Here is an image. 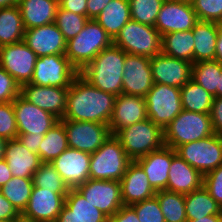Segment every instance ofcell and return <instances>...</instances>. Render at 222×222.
I'll return each instance as SVG.
<instances>
[{
    "instance_id": "60d3db41",
    "label": "cell",
    "mask_w": 222,
    "mask_h": 222,
    "mask_svg": "<svg viewBox=\"0 0 222 222\" xmlns=\"http://www.w3.org/2000/svg\"><path fill=\"white\" fill-rule=\"evenodd\" d=\"M89 19L86 16L67 11L58 7L55 24L63 34L66 41L78 35Z\"/></svg>"
},
{
    "instance_id": "d4e9b609",
    "label": "cell",
    "mask_w": 222,
    "mask_h": 222,
    "mask_svg": "<svg viewBox=\"0 0 222 222\" xmlns=\"http://www.w3.org/2000/svg\"><path fill=\"white\" fill-rule=\"evenodd\" d=\"M176 154L175 149L164 145L160 149L136 160L156 191L167 190L171 160Z\"/></svg>"
},
{
    "instance_id": "816d5d0a",
    "label": "cell",
    "mask_w": 222,
    "mask_h": 222,
    "mask_svg": "<svg viewBox=\"0 0 222 222\" xmlns=\"http://www.w3.org/2000/svg\"><path fill=\"white\" fill-rule=\"evenodd\" d=\"M59 6L67 11L87 17V0H61Z\"/></svg>"
},
{
    "instance_id": "d6a6232c",
    "label": "cell",
    "mask_w": 222,
    "mask_h": 222,
    "mask_svg": "<svg viewBox=\"0 0 222 222\" xmlns=\"http://www.w3.org/2000/svg\"><path fill=\"white\" fill-rule=\"evenodd\" d=\"M194 44L192 30L171 32L162 36V53L193 63Z\"/></svg>"
},
{
    "instance_id": "484cf974",
    "label": "cell",
    "mask_w": 222,
    "mask_h": 222,
    "mask_svg": "<svg viewBox=\"0 0 222 222\" xmlns=\"http://www.w3.org/2000/svg\"><path fill=\"white\" fill-rule=\"evenodd\" d=\"M4 159L12 176L21 178H33L42 164L39 155L27 149L18 139L8 140Z\"/></svg>"
},
{
    "instance_id": "7c38bea8",
    "label": "cell",
    "mask_w": 222,
    "mask_h": 222,
    "mask_svg": "<svg viewBox=\"0 0 222 222\" xmlns=\"http://www.w3.org/2000/svg\"><path fill=\"white\" fill-rule=\"evenodd\" d=\"M76 189L109 218L123 206L120 181L89 178Z\"/></svg>"
},
{
    "instance_id": "3957f363",
    "label": "cell",
    "mask_w": 222,
    "mask_h": 222,
    "mask_svg": "<svg viewBox=\"0 0 222 222\" xmlns=\"http://www.w3.org/2000/svg\"><path fill=\"white\" fill-rule=\"evenodd\" d=\"M112 44L113 40L100 24L93 19H89L82 31L67 41L65 56L80 72L103 49L110 47Z\"/></svg>"
},
{
    "instance_id": "7bdbcfd3",
    "label": "cell",
    "mask_w": 222,
    "mask_h": 222,
    "mask_svg": "<svg viewBox=\"0 0 222 222\" xmlns=\"http://www.w3.org/2000/svg\"><path fill=\"white\" fill-rule=\"evenodd\" d=\"M140 222H165L156 196L131 205Z\"/></svg>"
},
{
    "instance_id": "8d00e7d4",
    "label": "cell",
    "mask_w": 222,
    "mask_h": 222,
    "mask_svg": "<svg viewBox=\"0 0 222 222\" xmlns=\"http://www.w3.org/2000/svg\"><path fill=\"white\" fill-rule=\"evenodd\" d=\"M33 186L32 178L13 176L3 187L0 188V192L21 214L27 207Z\"/></svg>"
},
{
    "instance_id": "e0dca14e",
    "label": "cell",
    "mask_w": 222,
    "mask_h": 222,
    "mask_svg": "<svg viewBox=\"0 0 222 222\" xmlns=\"http://www.w3.org/2000/svg\"><path fill=\"white\" fill-rule=\"evenodd\" d=\"M151 58L126 53L122 94L145 97L154 85Z\"/></svg>"
},
{
    "instance_id": "8fae6325",
    "label": "cell",
    "mask_w": 222,
    "mask_h": 222,
    "mask_svg": "<svg viewBox=\"0 0 222 222\" xmlns=\"http://www.w3.org/2000/svg\"><path fill=\"white\" fill-rule=\"evenodd\" d=\"M67 134L68 147L94 153L111 135L107 124L91 121L60 120Z\"/></svg>"
},
{
    "instance_id": "91938a15",
    "label": "cell",
    "mask_w": 222,
    "mask_h": 222,
    "mask_svg": "<svg viewBox=\"0 0 222 222\" xmlns=\"http://www.w3.org/2000/svg\"><path fill=\"white\" fill-rule=\"evenodd\" d=\"M217 97H222V73L219 76V87H217Z\"/></svg>"
},
{
    "instance_id": "cb8c5ba5",
    "label": "cell",
    "mask_w": 222,
    "mask_h": 222,
    "mask_svg": "<svg viewBox=\"0 0 222 222\" xmlns=\"http://www.w3.org/2000/svg\"><path fill=\"white\" fill-rule=\"evenodd\" d=\"M110 218L94 207L77 189H69L65 204L55 222H109Z\"/></svg>"
},
{
    "instance_id": "ac0fdd59",
    "label": "cell",
    "mask_w": 222,
    "mask_h": 222,
    "mask_svg": "<svg viewBox=\"0 0 222 222\" xmlns=\"http://www.w3.org/2000/svg\"><path fill=\"white\" fill-rule=\"evenodd\" d=\"M90 158V153L68 147L50 164L69 189H76L90 178Z\"/></svg>"
},
{
    "instance_id": "be15d7a7",
    "label": "cell",
    "mask_w": 222,
    "mask_h": 222,
    "mask_svg": "<svg viewBox=\"0 0 222 222\" xmlns=\"http://www.w3.org/2000/svg\"><path fill=\"white\" fill-rule=\"evenodd\" d=\"M0 222H14V220H3V219H0Z\"/></svg>"
},
{
    "instance_id": "bcb514c9",
    "label": "cell",
    "mask_w": 222,
    "mask_h": 222,
    "mask_svg": "<svg viewBox=\"0 0 222 222\" xmlns=\"http://www.w3.org/2000/svg\"><path fill=\"white\" fill-rule=\"evenodd\" d=\"M203 186L211 197L222 206V164L204 175Z\"/></svg>"
},
{
    "instance_id": "db71d44e",
    "label": "cell",
    "mask_w": 222,
    "mask_h": 222,
    "mask_svg": "<svg viewBox=\"0 0 222 222\" xmlns=\"http://www.w3.org/2000/svg\"><path fill=\"white\" fill-rule=\"evenodd\" d=\"M11 170L5 159L0 161V188L3 187L11 178Z\"/></svg>"
},
{
    "instance_id": "9c48e42d",
    "label": "cell",
    "mask_w": 222,
    "mask_h": 222,
    "mask_svg": "<svg viewBox=\"0 0 222 222\" xmlns=\"http://www.w3.org/2000/svg\"><path fill=\"white\" fill-rule=\"evenodd\" d=\"M176 153L205 175L222 164V136L215 133L201 140L180 145Z\"/></svg>"
},
{
    "instance_id": "ffe728a7",
    "label": "cell",
    "mask_w": 222,
    "mask_h": 222,
    "mask_svg": "<svg viewBox=\"0 0 222 222\" xmlns=\"http://www.w3.org/2000/svg\"><path fill=\"white\" fill-rule=\"evenodd\" d=\"M68 90L69 88L66 87L26 83L21 85L20 95L28 102L62 120L66 111Z\"/></svg>"
},
{
    "instance_id": "7a4b0ae2",
    "label": "cell",
    "mask_w": 222,
    "mask_h": 222,
    "mask_svg": "<svg viewBox=\"0 0 222 222\" xmlns=\"http://www.w3.org/2000/svg\"><path fill=\"white\" fill-rule=\"evenodd\" d=\"M126 53L112 44L103 49L79 74L96 88L115 96L122 94Z\"/></svg>"
},
{
    "instance_id": "94428289",
    "label": "cell",
    "mask_w": 222,
    "mask_h": 222,
    "mask_svg": "<svg viewBox=\"0 0 222 222\" xmlns=\"http://www.w3.org/2000/svg\"><path fill=\"white\" fill-rule=\"evenodd\" d=\"M14 222H32V221H31V220H27V219H25V218H22V217L20 216L18 219L14 220Z\"/></svg>"
},
{
    "instance_id": "7402d4cb",
    "label": "cell",
    "mask_w": 222,
    "mask_h": 222,
    "mask_svg": "<svg viewBox=\"0 0 222 222\" xmlns=\"http://www.w3.org/2000/svg\"><path fill=\"white\" fill-rule=\"evenodd\" d=\"M148 118L145 97L120 94L116 96L114 109L108 123L111 135L120 129Z\"/></svg>"
},
{
    "instance_id": "ba28073f",
    "label": "cell",
    "mask_w": 222,
    "mask_h": 222,
    "mask_svg": "<svg viewBox=\"0 0 222 222\" xmlns=\"http://www.w3.org/2000/svg\"><path fill=\"white\" fill-rule=\"evenodd\" d=\"M148 118L164 129L183 109L180 88L154 83L145 96Z\"/></svg>"
},
{
    "instance_id": "6f0895ef",
    "label": "cell",
    "mask_w": 222,
    "mask_h": 222,
    "mask_svg": "<svg viewBox=\"0 0 222 222\" xmlns=\"http://www.w3.org/2000/svg\"><path fill=\"white\" fill-rule=\"evenodd\" d=\"M19 0H0V8H8L17 5Z\"/></svg>"
},
{
    "instance_id": "f6af8a7d",
    "label": "cell",
    "mask_w": 222,
    "mask_h": 222,
    "mask_svg": "<svg viewBox=\"0 0 222 222\" xmlns=\"http://www.w3.org/2000/svg\"><path fill=\"white\" fill-rule=\"evenodd\" d=\"M20 90V84L0 66V103L12 102Z\"/></svg>"
},
{
    "instance_id": "4dcf8cb0",
    "label": "cell",
    "mask_w": 222,
    "mask_h": 222,
    "mask_svg": "<svg viewBox=\"0 0 222 222\" xmlns=\"http://www.w3.org/2000/svg\"><path fill=\"white\" fill-rule=\"evenodd\" d=\"M220 208L221 206L210 196L204 186L185 194V213L188 222L207 215H217Z\"/></svg>"
},
{
    "instance_id": "44dd1931",
    "label": "cell",
    "mask_w": 222,
    "mask_h": 222,
    "mask_svg": "<svg viewBox=\"0 0 222 222\" xmlns=\"http://www.w3.org/2000/svg\"><path fill=\"white\" fill-rule=\"evenodd\" d=\"M23 41L38 57L65 55L67 41L55 23L26 29Z\"/></svg>"
},
{
    "instance_id": "83f0119b",
    "label": "cell",
    "mask_w": 222,
    "mask_h": 222,
    "mask_svg": "<svg viewBox=\"0 0 222 222\" xmlns=\"http://www.w3.org/2000/svg\"><path fill=\"white\" fill-rule=\"evenodd\" d=\"M17 6L26 30L54 23L59 2L56 0H19Z\"/></svg>"
},
{
    "instance_id": "6125c7cd",
    "label": "cell",
    "mask_w": 222,
    "mask_h": 222,
    "mask_svg": "<svg viewBox=\"0 0 222 222\" xmlns=\"http://www.w3.org/2000/svg\"><path fill=\"white\" fill-rule=\"evenodd\" d=\"M219 215H220V222H222V206H221V208H220Z\"/></svg>"
},
{
    "instance_id": "681fc988",
    "label": "cell",
    "mask_w": 222,
    "mask_h": 222,
    "mask_svg": "<svg viewBox=\"0 0 222 222\" xmlns=\"http://www.w3.org/2000/svg\"><path fill=\"white\" fill-rule=\"evenodd\" d=\"M109 222H140L135 210L131 206L123 205L109 220Z\"/></svg>"
},
{
    "instance_id": "277c9868",
    "label": "cell",
    "mask_w": 222,
    "mask_h": 222,
    "mask_svg": "<svg viewBox=\"0 0 222 222\" xmlns=\"http://www.w3.org/2000/svg\"><path fill=\"white\" fill-rule=\"evenodd\" d=\"M165 146L177 149L180 145L201 140L214 133L210 113L182 110L164 129Z\"/></svg>"
},
{
    "instance_id": "6da1fadb",
    "label": "cell",
    "mask_w": 222,
    "mask_h": 222,
    "mask_svg": "<svg viewBox=\"0 0 222 222\" xmlns=\"http://www.w3.org/2000/svg\"><path fill=\"white\" fill-rule=\"evenodd\" d=\"M115 99V95L96 88L78 74L69 87L62 120L91 121L108 125Z\"/></svg>"
},
{
    "instance_id": "836d02e7",
    "label": "cell",
    "mask_w": 222,
    "mask_h": 222,
    "mask_svg": "<svg viewBox=\"0 0 222 222\" xmlns=\"http://www.w3.org/2000/svg\"><path fill=\"white\" fill-rule=\"evenodd\" d=\"M182 109L210 113L214 96L192 79L180 88Z\"/></svg>"
},
{
    "instance_id": "e7e4bbea",
    "label": "cell",
    "mask_w": 222,
    "mask_h": 222,
    "mask_svg": "<svg viewBox=\"0 0 222 222\" xmlns=\"http://www.w3.org/2000/svg\"><path fill=\"white\" fill-rule=\"evenodd\" d=\"M178 1L192 2L193 0H178Z\"/></svg>"
},
{
    "instance_id": "4316f807",
    "label": "cell",
    "mask_w": 222,
    "mask_h": 222,
    "mask_svg": "<svg viewBox=\"0 0 222 222\" xmlns=\"http://www.w3.org/2000/svg\"><path fill=\"white\" fill-rule=\"evenodd\" d=\"M167 191L187 194L203 186L204 175L176 154L168 173Z\"/></svg>"
},
{
    "instance_id": "f546056e",
    "label": "cell",
    "mask_w": 222,
    "mask_h": 222,
    "mask_svg": "<svg viewBox=\"0 0 222 222\" xmlns=\"http://www.w3.org/2000/svg\"><path fill=\"white\" fill-rule=\"evenodd\" d=\"M131 20L129 0H111L95 19L112 40Z\"/></svg>"
},
{
    "instance_id": "680465c9",
    "label": "cell",
    "mask_w": 222,
    "mask_h": 222,
    "mask_svg": "<svg viewBox=\"0 0 222 222\" xmlns=\"http://www.w3.org/2000/svg\"><path fill=\"white\" fill-rule=\"evenodd\" d=\"M7 142L8 140L0 137V161L4 159Z\"/></svg>"
},
{
    "instance_id": "1f68e13d",
    "label": "cell",
    "mask_w": 222,
    "mask_h": 222,
    "mask_svg": "<svg viewBox=\"0 0 222 222\" xmlns=\"http://www.w3.org/2000/svg\"><path fill=\"white\" fill-rule=\"evenodd\" d=\"M25 28L17 5L0 8V47L23 41Z\"/></svg>"
},
{
    "instance_id": "7dc6e473",
    "label": "cell",
    "mask_w": 222,
    "mask_h": 222,
    "mask_svg": "<svg viewBox=\"0 0 222 222\" xmlns=\"http://www.w3.org/2000/svg\"><path fill=\"white\" fill-rule=\"evenodd\" d=\"M214 133L222 136V97H214L210 111Z\"/></svg>"
},
{
    "instance_id": "2e32d148",
    "label": "cell",
    "mask_w": 222,
    "mask_h": 222,
    "mask_svg": "<svg viewBox=\"0 0 222 222\" xmlns=\"http://www.w3.org/2000/svg\"><path fill=\"white\" fill-rule=\"evenodd\" d=\"M18 133L45 135L58 121L51 113L28 102L21 95L13 100Z\"/></svg>"
},
{
    "instance_id": "f907efd6",
    "label": "cell",
    "mask_w": 222,
    "mask_h": 222,
    "mask_svg": "<svg viewBox=\"0 0 222 222\" xmlns=\"http://www.w3.org/2000/svg\"><path fill=\"white\" fill-rule=\"evenodd\" d=\"M43 137L44 135H34L33 133H18L17 139L31 152L38 154Z\"/></svg>"
},
{
    "instance_id": "d590c367",
    "label": "cell",
    "mask_w": 222,
    "mask_h": 222,
    "mask_svg": "<svg viewBox=\"0 0 222 222\" xmlns=\"http://www.w3.org/2000/svg\"><path fill=\"white\" fill-rule=\"evenodd\" d=\"M221 73L222 65L218 61H199L193 63L191 79L214 97H217V87H219Z\"/></svg>"
},
{
    "instance_id": "b9f144b4",
    "label": "cell",
    "mask_w": 222,
    "mask_h": 222,
    "mask_svg": "<svg viewBox=\"0 0 222 222\" xmlns=\"http://www.w3.org/2000/svg\"><path fill=\"white\" fill-rule=\"evenodd\" d=\"M191 3L198 20L222 23V0H193Z\"/></svg>"
},
{
    "instance_id": "f35d334b",
    "label": "cell",
    "mask_w": 222,
    "mask_h": 222,
    "mask_svg": "<svg viewBox=\"0 0 222 222\" xmlns=\"http://www.w3.org/2000/svg\"><path fill=\"white\" fill-rule=\"evenodd\" d=\"M33 185L56 193H68L69 188L50 163H42L33 174Z\"/></svg>"
},
{
    "instance_id": "ee69618b",
    "label": "cell",
    "mask_w": 222,
    "mask_h": 222,
    "mask_svg": "<svg viewBox=\"0 0 222 222\" xmlns=\"http://www.w3.org/2000/svg\"><path fill=\"white\" fill-rule=\"evenodd\" d=\"M18 129L16 124L13 101L0 103V137L6 140L17 139Z\"/></svg>"
},
{
    "instance_id": "f5cc1de1",
    "label": "cell",
    "mask_w": 222,
    "mask_h": 222,
    "mask_svg": "<svg viewBox=\"0 0 222 222\" xmlns=\"http://www.w3.org/2000/svg\"><path fill=\"white\" fill-rule=\"evenodd\" d=\"M111 0H87V18L95 20Z\"/></svg>"
},
{
    "instance_id": "9f6ffc18",
    "label": "cell",
    "mask_w": 222,
    "mask_h": 222,
    "mask_svg": "<svg viewBox=\"0 0 222 222\" xmlns=\"http://www.w3.org/2000/svg\"><path fill=\"white\" fill-rule=\"evenodd\" d=\"M189 222H220V215H207L197 220H190Z\"/></svg>"
},
{
    "instance_id": "9a60e30c",
    "label": "cell",
    "mask_w": 222,
    "mask_h": 222,
    "mask_svg": "<svg viewBox=\"0 0 222 222\" xmlns=\"http://www.w3.org/2000/svg\"><path fill=\"white\" fill-rule=\"evenodd\" d=\"M67 193L33 186L27 207L21 217L32 222H55L61 212Z\"/></svg>"
},
{
    "instance_id": "5b68a950",
    "label": "cell",
    "mask_w": 222,
    "mask_h": 222,
    "mask_svg": "<svg viewBox=\"0 0 222 222\" xmlns=\"http://www.w3.org/2000/svg\"><path fill=\"white\" fill-rule=\"evenodd\" d=\"M115 136L132 161L165 145L163 129L149 118L120 129Z\"/></svg>"
},
{
    "instance_id": "30bf717a",
    "label": "cell",
    "mask_w": 222,
    "mask_h": 222,
    "mask_svg": "<svg viewBox=\"0 0 222 222\" xmlns=\"http://www.w3.org/2000/svg\"><path fill=\"white\" fill-rule=\"evenodd\" d=\"M79 71L65 55L38 57L32 79L29 83L38 86L69 88Z\"/></svg>"
},
{
    "instance_id": "5bb4252c",
    "label": "cell",
    "mask_w": 222,
    "mask_h": 222,
    "mask_svg": "<svg viewBox=\"0 0 222 222\" xmlns=\"http://www.w3.org/2000/svg\"><path fill=\"white\" fill-rule=\"evenodd\" d=\"M198 21L191 2L165 0L154 27L163 36L171 32L192 30Z\"/></svg>"
},
{
    "instance_id": "f1b7e54d",
    "label": "cell",
    "mask_w": 222,
    "mask_h": 222,
    "mask_svg": "<svg viewBox=\"0 0 222 222\" xmlns=\"http://www.w3.org/2000/svg\"><path fill=\"white\" fill-rule=\"evenodd\" d=\"M192 32L195 42L193 63L215 60L218 23L199 20Z\"/></svg>"
},
{
    "instance_id": "52a82bcc",
    "label": "cell",
    "mask_w": 222,
    "mask_h": 222,
    "mask_svg": "<svg viewBox=\"0 0 222 222\" xmlns=\"http://www.w3.org/2000/svg\"><path fill=\"white\" fill-rule=\"evenodd\" d=\"M125 53L152 58L162 52V36L154 26L129 20L113 40Z\"/></svg>"
},
{
    "instance_id": "c3c4849f",
    "label": "cell",
    "mask_w": 222,
    "mask_h": 222,
    "mask_svg": "<svg viewBox=\"0 0 222 222\" xmlns=\"http://www.w3.org/2000/svg\"><path fill=\"white\" fill-rule=\"evenodd\" d=\"M21 216L12 203L0 192V219L16 220Z\"/></svg>"
},
{
    "instance_id": "603a6c76",
    "label": "cell",
    "mask_w": 222,
    "mask_h": 222,
    "mask_svg": "<svg viewBox=\"0 0 222 222\" xmlns=\"http://www.w3.org/2000/svg\"><path fill=\"white\" fill-rule=\"evenodd\" d=\"M123 205L131 206L156 195L143 168L132 161L120 180Z\"/></svg>"
},
{
    "instance_id": "ab89813d",
    "label": "cell",
    "mask_w": 222,
    "mask_h": 222,
    "mask_svg": "<svg viewBox=\"0 0 222 222\" xmlns=\"http://www.w3.org/2000/svg\"><path fill=\"white\" fill-rule=\"evenodd\" d=\"M165 0H129L131 19L148 26L155 22Z\"/></svg>"
},
{
    "instance_id": "e575fe53",
    "label": "cell",
    "mask_w": 222,
    "mask_h": 222,
    "mask_svg": "<svg viewBox=\"0 0 222 222\" xmlns=\"http://www.w3.org/2000/svg\"><path fill=\"white\" fill-rule=\"evenodd\" d=\"M67 148V134L64 124L58 121L44 135L38 148V155L42 163H51Z\"/></svg>"
},
{
    "instance_id": "d6986e66",
    "label": "cell",
    "mask_w": 222,
    "mask_h": 222,
    "mask_svg": "<svg viewBox=\"0 0 222 222\" xmlns=\"http://www.w3.org/2000/svg\"><path fill=\"white\" fill-rule=\"evenodd\" d=\"M154 83L181 88L191 80L193 63L167 56L162 52L151 58Z\"/></svg>"
},
{
    "instance_id": "8992f818",
    "label": "cell",
    "mask_w": 222,
    "mask_h": 222,
    "mask_svg": "<svg viewBox=\"0 0 222 222\" xmlns=\"http://www.w3.org/2000/svg\"><path fill=\"white\" fill-rule=\"evenodd\" d=\"M132 160L120 140L110 135L103 145L91 154L90 179L120 181Z\"/></svg>"
},
{
    "instance_id": "4fadbf2b",
    "label": "cell",
    "mask_w": 222,
    "mask_h": 222,
    "mask_svg": "<svg viewBox=\"0 0 222 222\" xmlns=\"http://www.w3.org/2000/svg\"><path fill=\"white\" fill-rule=\"evenodd\" d=\"M37 59L38 56L24 41L0 47V66L20 86L31 81Z\"/></svg>"
},
{
    "instance_id": "11a10c76",
    "label": "cell",
    "mask_w": 222,
    "mask_h": 222,
    "mask_svg": "<svg viewBox=\"0 0 222 222\" xmlns=\"http://www.w3.org/2000/svg\"><path fill=\"white\" fill-rule=\"evenodd\" d=\"M215 60L222 65V23L218 24V37L216 40Z\"/></svg>"
},
{
    "instance_id": "74e56055",
    "label": "cell",
    "mask_w": 222,
    "mask_h": 222,
    "mask_svg": "<svg viewBox=\"0 0 222 222\" xmlns=\"http://www.w3.org/2000/svg\"><path fill=\"white\" fill-rule=\"evenodd\" d=\"M155 196L159 201L165 222H188L185 213V194L159 190Z\"/></svg>"
}]
</instances>
